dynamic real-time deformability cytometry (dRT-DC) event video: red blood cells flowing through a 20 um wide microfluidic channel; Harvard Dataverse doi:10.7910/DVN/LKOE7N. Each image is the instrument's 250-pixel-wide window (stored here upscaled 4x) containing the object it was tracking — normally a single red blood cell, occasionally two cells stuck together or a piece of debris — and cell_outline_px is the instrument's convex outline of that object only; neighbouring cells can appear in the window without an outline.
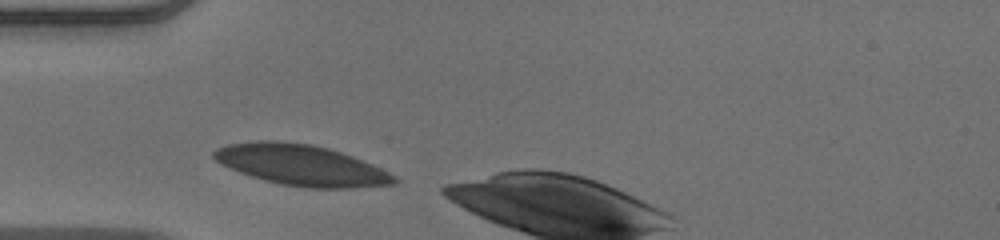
{"species": "human", "species_latin": "Homo sapiens", "temperature_condition": "warm", "stored_images_in_passage": 5, "camera_frame_rate_fps": 3000, "um_per_image_px": 0.085, "donor": {"sex": "male"}, "frame": {"image": 1, "passage_image": 1, "time_ms": 0.0, "image_size_px": [1000, 240], "cell_outline_px": [[400, 180], [396, 184], [352, 188], [304, 188], [280, 184], [252, 176], [240, 172], [220, 164], [212, 156], [212, 152], [216, 148], [228, 144], [256, 140], [280, 140], [312, 144], [328, 148], [352, 156], [372, 164], [388, 172]], "centroid_in_image_um": [25.59, 14.03], "position_along_channel_um": 59.4, "area_um2": 43.0}}
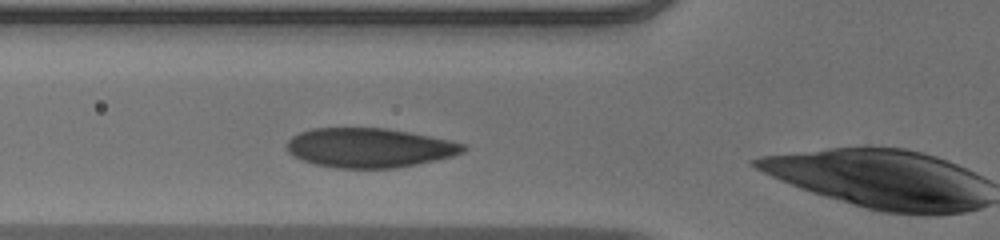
{"frame": {"image": 2, "passage_image": 4, "time_ms": 1.0, "image_size_px": [1000, 240], "cell_outline_px": [[468, 148], [464, 152], [452, 156], [416, 164], [396, 168], [336, 168], [316, 164], [300, 160], [292, 156], [288, 152], [284, 144], [292, 136], [300, 132], [312, 128], [388, 128], [468, 144]], "centroid_in_image_um": [31.36, 12.56], "position_along_channel_um": 94.4, "area_um2": 40.69}}